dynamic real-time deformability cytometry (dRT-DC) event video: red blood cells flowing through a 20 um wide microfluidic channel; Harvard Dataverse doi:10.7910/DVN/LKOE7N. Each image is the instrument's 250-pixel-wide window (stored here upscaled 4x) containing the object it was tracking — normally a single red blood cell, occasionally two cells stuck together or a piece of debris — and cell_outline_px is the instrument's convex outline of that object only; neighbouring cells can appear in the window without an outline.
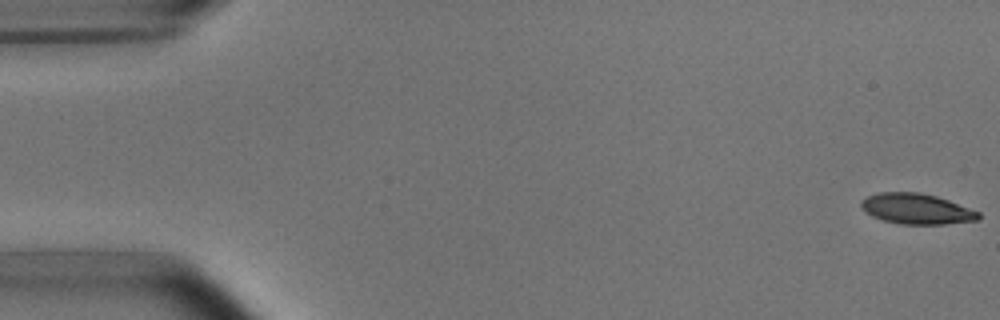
{"species": "common noctule bat (a hibernating species)", "species_latin": "Nyctalus noctula", "temperature_condition": "room temperature", "stored_images_in_passage": 5, "camera_frame_rate_fps": 3000, "um_per_image_px": 0.085, "animal": {"sex": "male", "body_mass_g": 15.6}, "frame": {"image": 1, "passage_image": 1, "time_ms": 0.0, "image_size_px": [1000, 320], "cell_outline_px": [[980, 220], [944, 224], [900, 224], [884, 220], [872, 216], [860, 204], [860, 200], [868, 196], [880, 192], [920, 192], [936, 196], [948, 200], [980, 212]], "centroid_in_image_um": [77.93, 17.75], "position_along_channel_um": 7.1, "area_um2": 20.75}}